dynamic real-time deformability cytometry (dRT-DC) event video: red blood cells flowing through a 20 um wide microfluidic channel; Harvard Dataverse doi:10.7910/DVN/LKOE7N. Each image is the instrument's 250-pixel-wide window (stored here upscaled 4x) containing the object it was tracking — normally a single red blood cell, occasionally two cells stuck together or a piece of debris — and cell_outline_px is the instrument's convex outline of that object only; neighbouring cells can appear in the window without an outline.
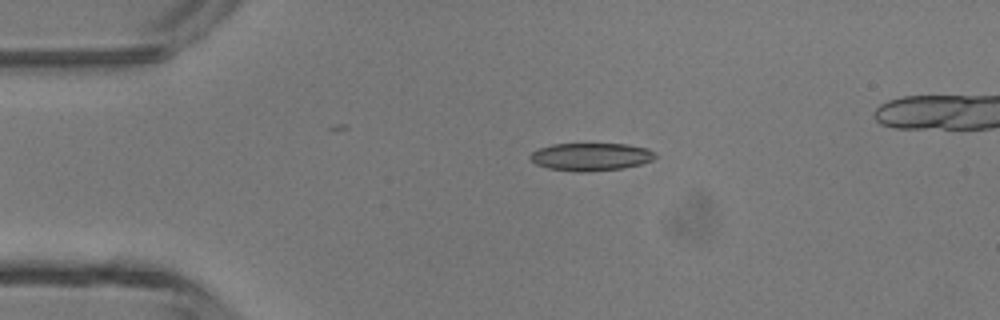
{"species": "common noctule bat (a hibernating species)", "species_latin": "Nyctalus noctula", "temperature_condition": "room temperature", "stored_images_in_passage": 36, "camera_frame_rate_fps": 3000, "um_per_image_px": 0.085, "animal": {"sex": "male", "body_mass_g": 13.3}, "frame": {"image": 1, "passage_image": 1, "time_ms": 0.0, "image_size_px": [1000, 320], "cell_outline_px": [[656, 156], [652, 160], [640, 164], [624, 168], [584, 172], [576, 172], [548, 168], [536, 164], [528, 156], [532, 152], [540, 148], [552, 144], [628, 144], [648, 148], [656, 152]], "centroid_in_image_um": [50.24, 13.32], "position_along_channel_um": 34.8, "area_um2": 20.29}}
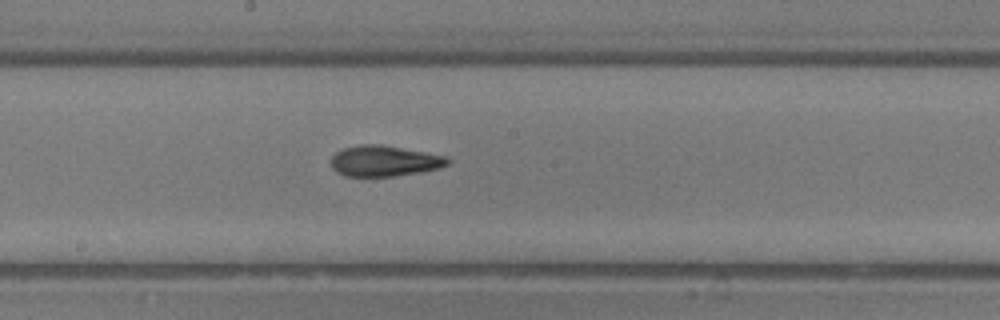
{"frame": {"image": 2, "passage_image": 16, "time_ms": 5.0, "image_size_px": [1000, 320], "cell_outline_px": [[452, 160], [448, 164], [440, 168], [420, 172], [396, 176], [344, 176], [336, 172], [332, 168], [332, 156], [340, 148], [360, 144], [380, 144], [448, 156]], "centroid_in_image_um": [32.67, 13.67], "position_along_channel_um": 215.5, "area_um2": 21.15}}
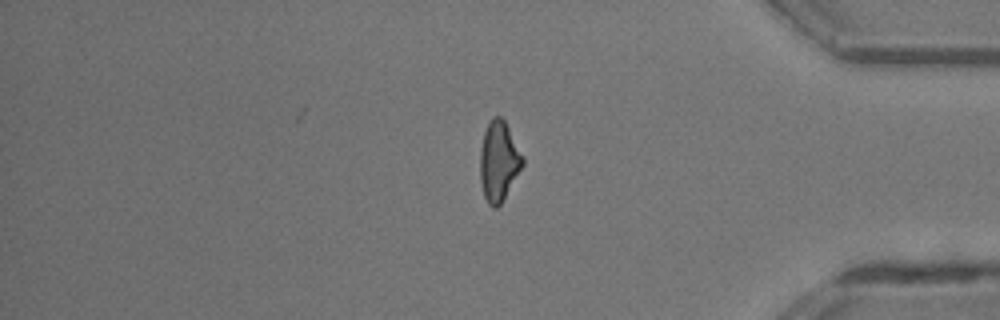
{"frame": {"image": 3, "passage_image": 30, "time_ms": 9.667, "image_size_px": [1000, 320], "cell_outline_px": [[524, 164], [500, 204], [496, 208], [492, 208], [488, 204], [484, 196], [480, 180], [480, 148], [484, 132], [492, 116], [500, 116], [504, 120], [524, 156]], "centroid_in_image_um": [42.39, 13.7], "position_along_channel_um": 392.8, "area_um2": 19.77}, "authors_computed_cell_mechanics": {"area_um2": 20.4612, "velocity_mm_per_s": 4.3841, "shape_relaxation_time_tau1_ms": 5.3693, "shape_relaxation_time_tau2_ms": 2.7824, "deformation_change_tau1": 0.2104, "deformation_change_tau2": 0.1202}}